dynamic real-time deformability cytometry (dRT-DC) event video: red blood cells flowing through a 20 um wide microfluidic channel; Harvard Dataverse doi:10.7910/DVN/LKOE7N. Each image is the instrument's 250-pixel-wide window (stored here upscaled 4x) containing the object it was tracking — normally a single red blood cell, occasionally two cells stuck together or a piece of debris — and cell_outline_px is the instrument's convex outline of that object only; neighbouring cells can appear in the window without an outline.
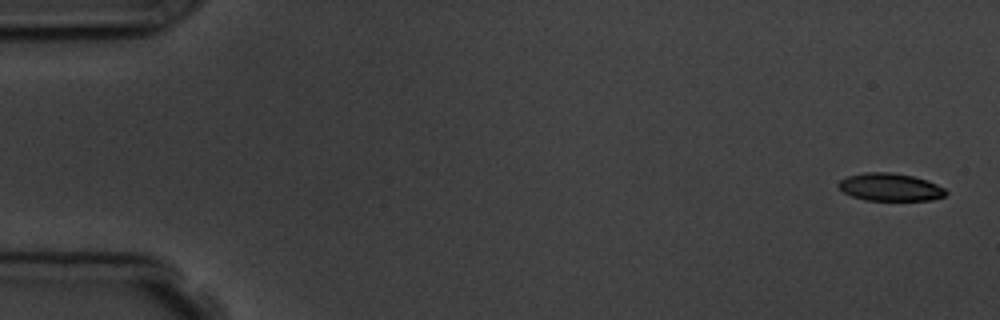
{"species": "common noctule bat (a hibernating species)", "species_latin": "Nyctalus noctula", "temperature_condition": "room temperature", "stored_images_in_passage": 5, "camera_frame_rate_fps": 3000, "um_per_image_px": 0.085, "animal": {"sex": "male", "body_mass_g": 19.5, "forearm_length_mm": 54.6}, "frame": {"image": 1, "passage_image": 1, "time_ms": 0.0, "image_size_px": [1000, 320], "cell_outline_px": [[948, 192], [944, 196], [932, 200], [864, 200], [852, 196], [844, 192], [836, 184], [840, 180], [848, 176], [864, 172], [888, 172], [912, 176], [928, 180], [944, 188]], "centroid_in_image_um": [75.66, 15.9], "position_along_channel_um": 9.3, "area_um2": 17.28}}
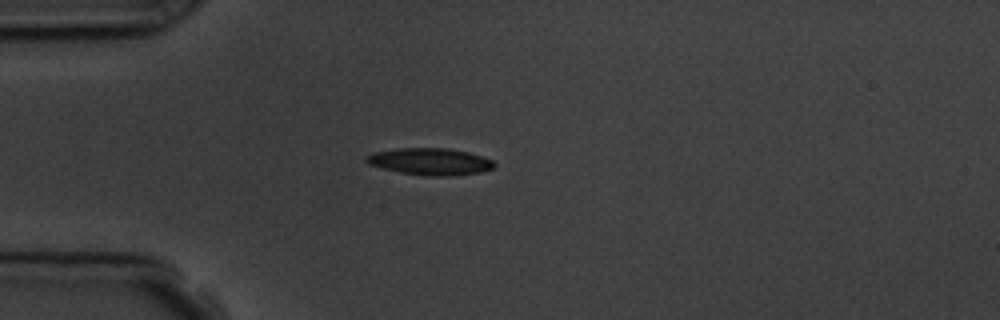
{"frame": {"image": 2, "passage_image": 4, "time_ms": 4.333, "image_size_px": [1000, 320], "cell_outline_px": [[496, 164], [492, 168], [480, 172], [452, 176], [432, 176], [400, 172], [368, 164], [364, 160], [368, 156], [376, 152], [396, 148], [448, 148], [468, 152], [492, 160]], "centroid_in_image_um": [36.57, 13.73], "position_along_channel_um": 48.4, "area_um2": 19.77}}